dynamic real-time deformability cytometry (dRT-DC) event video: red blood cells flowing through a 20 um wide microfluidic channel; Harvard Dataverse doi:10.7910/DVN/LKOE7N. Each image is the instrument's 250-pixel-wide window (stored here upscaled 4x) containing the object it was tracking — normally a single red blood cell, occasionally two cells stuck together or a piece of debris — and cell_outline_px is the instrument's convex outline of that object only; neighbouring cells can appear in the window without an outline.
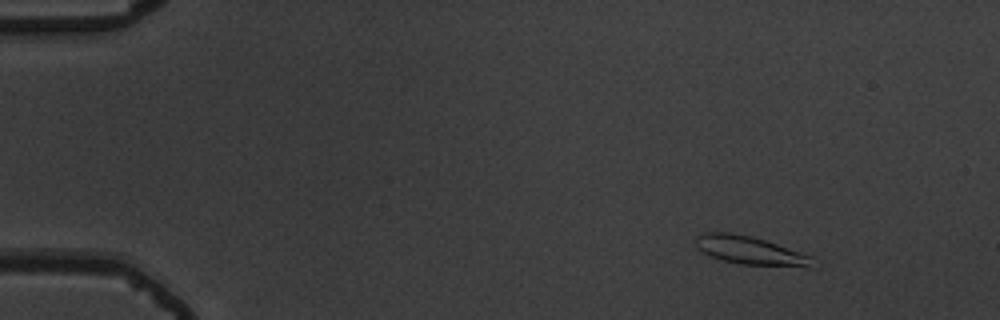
{"species": "common noctule bat (a hibernating species)", "species_latin": "Nyctalus noctula", "temperature_condition": "warm", "stored_images_in_passage": 12, "camera_frame_rate_fps": 3000, "um_per_image_px": 0.085, "animal": {"sex": "male", "body_mass_g": 19.5, "forearm_length_mm": 54.6}, "frame": {"image": 1, "passage_image": 4, "time_ms": 1.0, "image_size_px": [1000, 320], "cell_outline_px": [[816, 268], [812, 268], [740, 264], [724, 260], [712, 256], [704, 252], [696, 244], [696, 236], [704, 232], [732, 232], [752, 236], [812, 256]], "centroid_in_image_um": [63.84, 21.3], "position_along_channel_um": 21.2, "area_um2": 19.31}}